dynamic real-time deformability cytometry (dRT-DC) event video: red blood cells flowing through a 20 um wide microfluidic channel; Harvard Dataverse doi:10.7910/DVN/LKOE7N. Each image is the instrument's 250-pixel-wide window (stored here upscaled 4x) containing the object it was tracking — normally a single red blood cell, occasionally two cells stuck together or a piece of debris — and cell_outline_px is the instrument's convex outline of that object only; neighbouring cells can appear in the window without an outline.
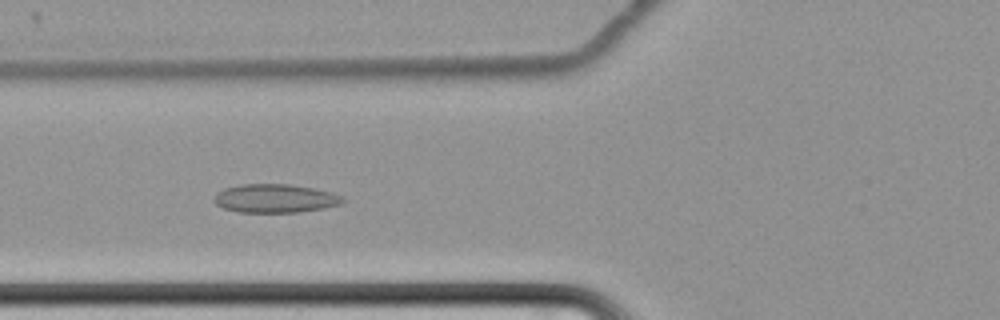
{"species": "common noctule bat (a hibernating species)", "species_latin": "Nyctalus noctula", "temperature_condition": "cold", "stored_images_in_passage": 65, "camera_frame_rate_fps": 3000, "um_per_image_px": 0.085, "animal": {"sex": "female", "body_mass_g": 22.7, "forearm_length_mm": 54.2}, "frame": {"image": 1, "passage_image": 28, "time_ms": 9.0, "image_size_px": [1000, 320], "cell_outline_px": [[348, 200], [340, 204], [324, 208], [300, 212], [240, 212], [224, 208], [216, 204], [212, 200], [216, 192], [224, 188], [240, 184], [288, 184], [312, 188], [332, 192], [344, 196]], "centroid_in_image_um": [23.4, 16.86], "position_along_channel_um": 102.4, "area_um2": 21.62}}
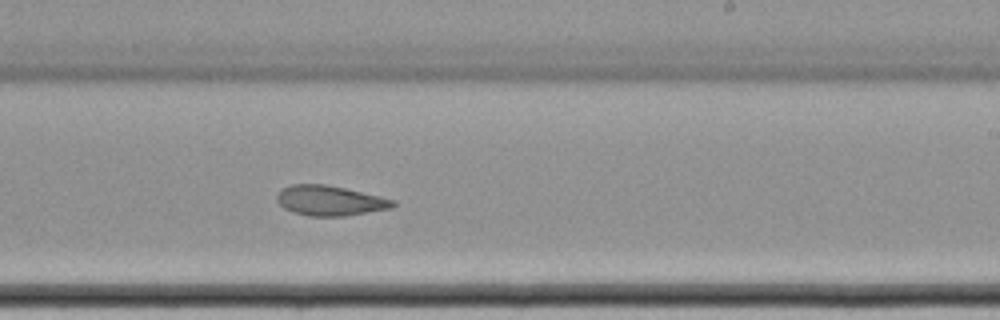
{"frame": {"image": 2, "passage_image": 42, "time_ms": 13.667, "image_size_px": [1000, 320], "cell_outline_px": [[396, 204], [392, 208], [344, 216], [308, 216], [292, 212], [284, 208], [276, 200], [276, 196], [280, 188], [292, 184], [324, 184], [344, 188], [380, 196], [396, 200]], "centroid_in_image_um": [28.02, 17.05], "position_along_channel_um": 261.0, "area_um2": 20.4}}
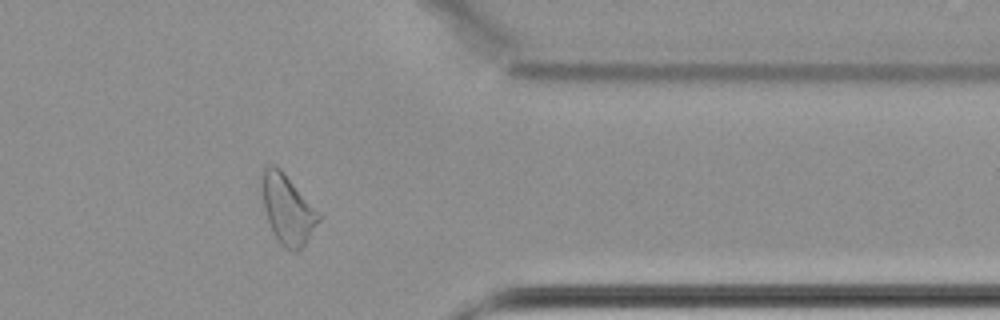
{"frame": {"image": 3, "passage_image": 54, "time_ms": 17.667, "image_size_px": [1000, 320], "cell_outline_px": [[320, 220], [304, 244], [296, 252], [284, 248], [276, 240], [268, 220], [264, 208], [260, 184], [260, 176], [264, 168], [268, 164], [272, 164], [280, 168], [320, 212]], "centroid_in_image_um": [24.41, 17.76], "position_along_channel_um": 387.0, "area_um2": 23.06}, "authors_computed_cell_mechanics": {"area_um2": 23.1778, "velocity_mm_per_s": 3.3974, "shape_relaxation_time_tau1_ms": null, "shape_relaxation_time_tau2_ms": 5.042, "deformation_change_tau1": null, "deformation_change_tau2": 0.0979}}